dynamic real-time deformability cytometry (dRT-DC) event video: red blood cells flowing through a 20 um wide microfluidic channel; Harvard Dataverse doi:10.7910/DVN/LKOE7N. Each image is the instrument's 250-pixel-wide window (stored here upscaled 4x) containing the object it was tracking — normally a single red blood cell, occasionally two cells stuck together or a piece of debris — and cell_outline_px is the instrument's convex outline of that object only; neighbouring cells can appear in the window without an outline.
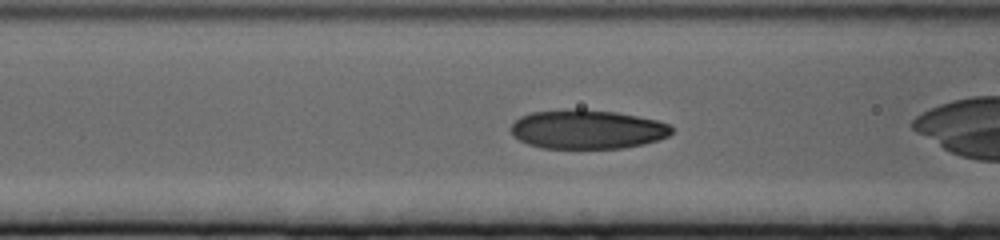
{"species": "human", "species_latin": "Homo sapiens", "temperature_condition": "cold", "stored_images_in_passage": 45, "camera_frame_rate_fps": 3000, "um_per_image_px": 0.085, "donor": {"sex": "female"}, "frame": {"image": 1, "passage_image": 21, "time_ms": 6.667, "image_size_px": [1000, 240], "cell_outline_px": [[672, 132], [668, 136], [644, 144], [624, 148], [540, 148], [528, 144], [512, 136], [512, 124], [520, 116], [532, 112], [576, 108], [584, 108], [616, 112], [656, 120], [668, 124], [672, 128]], "centroid_in_image_um": [49.9, 10.99], "position_along_channel_um": 116.7, "area_um2": 36.7}}
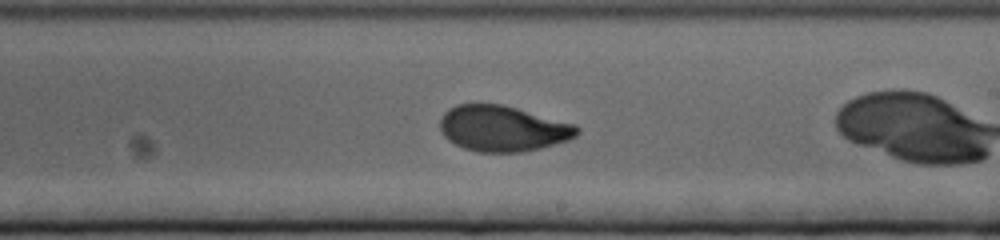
{"frame": {"image": 2, "passage_image": 33, "time_ms": 10.667, "image_size_px": [1000, 240], "cell_outline_px": [[580, 132], [576, 136], [568, 140], [540, 148], [520, 152], [480, 152], [464, 148], [448, 140], [444, 136], [440, 128], [440, 116], [448, 108], [456, 104], [500, 104], [516, 108], [576, 124], [580, 128]], "centroid_in_image_um": [42.72, 10.92], "position_along_channel_um": 246.3, "area_um2": 36.53}}
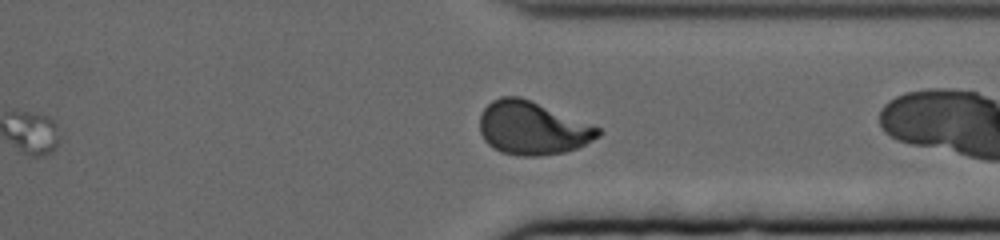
{"frame": {"image": 3, "passage_image": 44, "time_ms": 14.333, "image_size_px": [1000, 240], "cell_outline_px": [[600, 136], [576, 148], [564, 152], [536, 156], [516, 156], [500, 152], [488, 144], [484, 140], [480, 132], [480, 116], [484, 108], [492, 100], [500, 96], [520, 96], [600, 128]], "centroid_in_image_um": [45.2, 10.89], "position_along_channel_um": 366.2, "area_um2": 36.47}}